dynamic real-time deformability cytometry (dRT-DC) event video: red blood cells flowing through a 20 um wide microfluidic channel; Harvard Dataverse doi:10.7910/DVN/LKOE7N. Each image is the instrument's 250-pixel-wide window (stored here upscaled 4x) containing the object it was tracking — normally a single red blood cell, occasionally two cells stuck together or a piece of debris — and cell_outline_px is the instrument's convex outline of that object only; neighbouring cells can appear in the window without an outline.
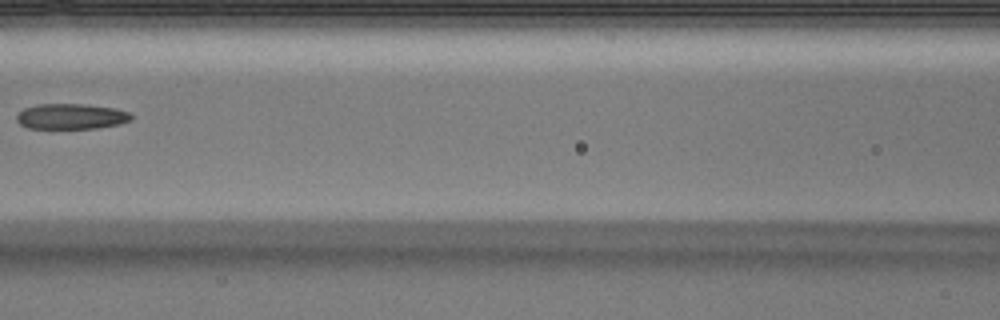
{"species": "Egyptian fruit bat (a non-hibernating species)", "species_latin": "Rousettus aegyptiacus", "temperature_condition": "warm", "stored_images_in_passage": 3, "camera_frame_rate_fps": 3000, "um_per_image_px": 0.085, "animal": {"sex": "male"}, "frame": {"image": 1, "passage_image": 3, "time_ms": 0.667, "image_size_px": [1000, 320], "cell_outline_px": [[132, 120], [120, 124], [96, 128], [28, 128], [20, 124], [16, 120], [16, 116], [24, 108], [36, 104], [84, 104], [116, 108], [128, 112], [132, 116]], "centroid_in_image_um": [6.05, 9.89], "position_along_channel_um": 160.5, "area_um2": 17.05}}